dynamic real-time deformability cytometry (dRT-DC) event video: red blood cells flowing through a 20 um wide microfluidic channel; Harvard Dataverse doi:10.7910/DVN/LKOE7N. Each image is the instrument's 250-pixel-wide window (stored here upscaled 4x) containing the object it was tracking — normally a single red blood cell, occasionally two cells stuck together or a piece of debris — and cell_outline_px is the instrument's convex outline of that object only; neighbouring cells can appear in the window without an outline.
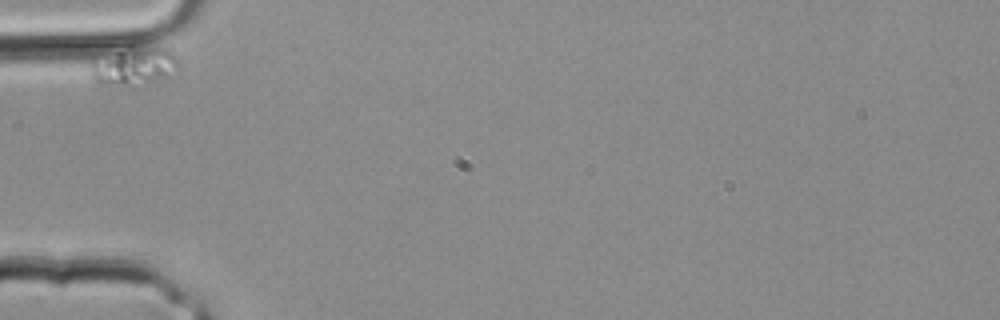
{"species": "common noctule bat (a hibernating species)", "species_latin": "Nyctalus noctula", "temperature_condition": "room temperature", "stored_images_in_passage": 4, "camera_frame_rate_fps": 3000, "um_per_image_px": 0.085, "animal": {"sex": "male", "body_mass_g": 20.4}, "frame": {"image": 1, "passage_image": 3, "time_ms": 0.667, "image_size_px": [1000, 320], "cell_outline_px": [[176, 64], [164, 76], [132, 88], [128, 88], [100, 84], [92, 76], [92, 60], [116, 52], [132, 48], [168, 52], [176, 60]], "centroid_in_image_um": [11.21, 5.73], "position_along_channel_um": 73.8, "area_um2": 17.86}}